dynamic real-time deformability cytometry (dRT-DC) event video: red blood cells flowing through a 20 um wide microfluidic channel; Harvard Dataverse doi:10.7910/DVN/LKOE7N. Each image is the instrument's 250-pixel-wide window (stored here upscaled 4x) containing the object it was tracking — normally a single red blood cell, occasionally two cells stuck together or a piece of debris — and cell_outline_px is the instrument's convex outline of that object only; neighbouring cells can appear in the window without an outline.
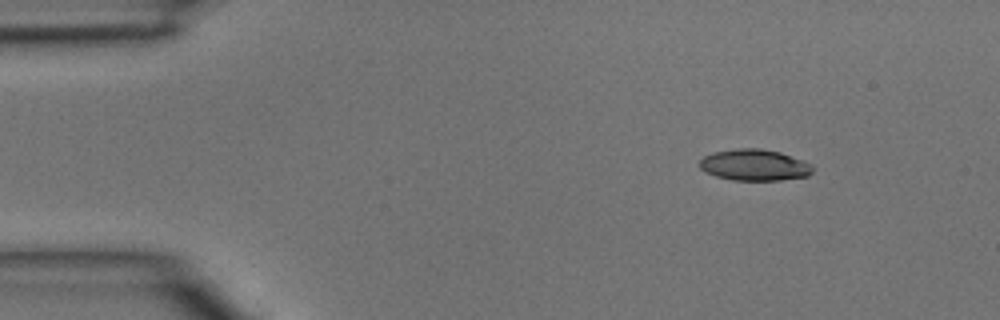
{"species": "common noctule bat (a hibernating species)", "species_latin": "Nyctalus noctula", "temperature_condition": "room temperature", "stored_images_in_passage": 3, "camera_frame_rate_fps": 3000, "um_per_image_px": 0.085, "animal": {"sex": "male", "body_mass_g": 15.6}, "frame": {"image": 1, "passage_image": 1, "time_ms": 0.0, "image_size_px": [1000, 320], "cell_outline_px": [[812, 172], [808, 176], [780, 180], [732, 180], [716, 176], [704, 172], [700, 168], [700, 160], [704, 156], [712, 152], [736, 148], [760, 148], [780, 152], [804, 160], [812, 164]], "centroid_in_image_um": [64.12, 14.02], "position_along_channel_um": 20.9, "area_um2": 20.81}}
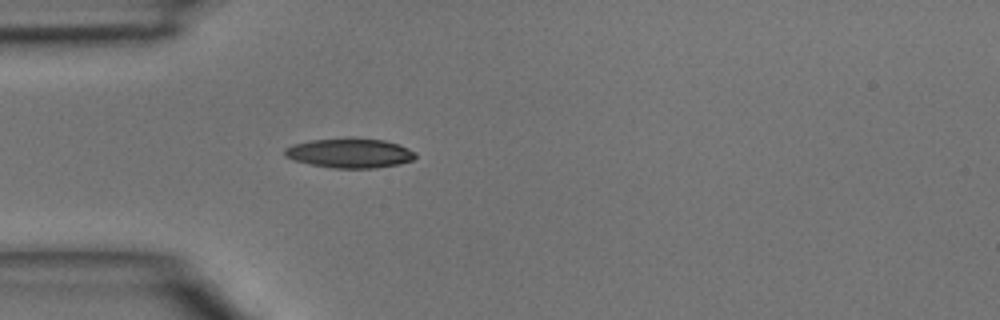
{"frame": {"image": 2, "passage_image": 3, "time_ms": 0.667, "image_size_px": [1000, 320], "cell_outline_px": [[416, 156], [412, 160], [400, 164], [376, 168], [332, 168], [308, 164], [292, 160], [284, 156], [284, 148], [292, 144], [312, 140], [384, 140], [408, 148], [416, 152]], "centroid_in_image_um": [29.7, 13.05], "position_along_channel_um": 55.3, "area_um2": 22.02}}